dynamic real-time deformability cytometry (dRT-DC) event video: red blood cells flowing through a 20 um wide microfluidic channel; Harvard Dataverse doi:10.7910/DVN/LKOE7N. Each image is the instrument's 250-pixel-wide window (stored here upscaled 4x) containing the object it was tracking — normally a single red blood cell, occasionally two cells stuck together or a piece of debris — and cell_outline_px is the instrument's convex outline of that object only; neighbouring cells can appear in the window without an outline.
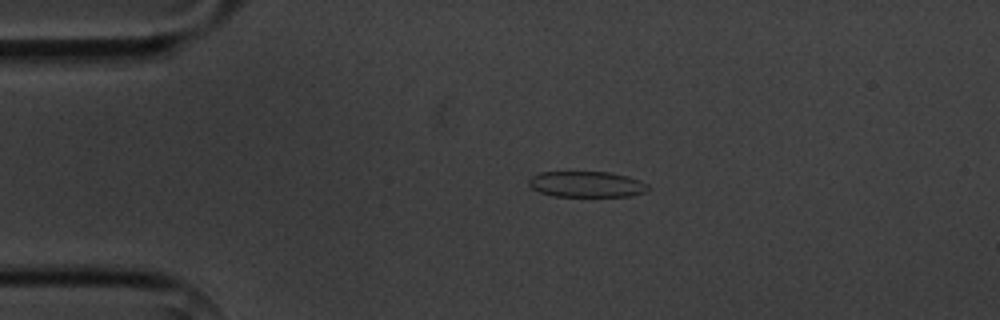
{"species": "common noctule bat (a hibernating species)", "species_latin": "Nyctalus noctula", "temperature_condition": "cold", "stored_images_in_passage": 4, "camera_frame_rate_fps": 3000, "um_per_image_px": 0.085, "animal": {"sex": "male", "body_mass_g": 20.1, "forearm_length_mm": 53.5}, "frame": {"image": 1, "passage_image": 3, "time_ms": 3.0, "image_size_px": [1000, 320], "cell_outline_px": [[648, 188], [644, 192], [632, 196], [552, 196], [540, 192], [532, 188], [528, 184], [528, 180], [532, 176], [540, 172], [608, 172], [628, 176], [640, 180], [648, 184]], "centroid_in_image_um": [49.85, 15.66], "position_along_channel_um": 35.1, "area_um2": 17.98}}